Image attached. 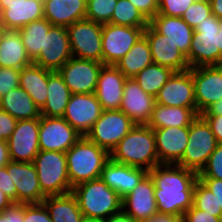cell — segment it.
Listing matches in <instances>:
<instances>
[{"mask_svg": "<svg viewBox=\"0 0 222 222\" xmlns=\"http://www.w3.org/2000/svg\"><path fill=\"white\" fill-rule=\"evenodd\" d=\"M212 193L218 201V209H222V180L215 178H198Z\"/></svg>", "mask_w": 222, "mask_h": 222, "instance_id": "816d5d0a", "label": "cell"}, {"mask_svg": "<svg viewBox=\"0 0 222 222\" xmlns=\"http://www.w3.org/2000/svg\"><path fill=\"white\" fill-rule=\"evenodd\" d=\"M193 206L213 216L222 217V209H218L216 196L199 179L193 191Z\"/></svg>", "mask_w": 222, "mask_h": 222, "instance_id": "74e56055", "label": "cell"}, {"mask_svg": "<svg viewBox=\"0 0 222 222\" xmlns=\"http://www.w3.org/2000/svg\"><path fill=\"white\" fill-rule=\"evenodd\" d=\"M182 222H222V217L213 216L193 205L184 213Z\"/></svg>", "mask_w": 222, "mask_h": 222, "instance_id": "f6af8a7d", "label": "cell"}, {"mask_svg": "<svg viewBox=\"0 0 222 222\" xmlns=\"http://www.w3.org/2000/svg\"><path fill=\"white\" fill-rule=\"evenodd\" d=\"M217 145L218 142L210 125L201 115H198L189 126V140L177 165L199 174Z\"/></svg>", "mask_w": 222, "mask_h": 222, "instance_id": "52a82bcc", "label": "cell"}, {"mask_svg": "<svg viewBox=\"0 0 222 222\" xmlns=\"http://www.w3.org/2000/svg\"><path fill=\"white\" fill-rule=\"evenodd\" d=\"M105 222H132V220L127 217L123 212L116 215H112L105 220Z\"/></svg>", "mask_w": 222, "mask_h": 222, "instance_id": "680465c9", "label": "cell"}, {"mask_svg": "<svg viewBox=\"0 0 222 222\" xmlns=\"http://www.w3.org/2000/svg\"><path fill=\"white\" fill-rule=\"evenodd\" d=\"M103 63L70 58L57 72L72 94L94 93Z\"/></svg>", "mask_w": 222, "mask_h": 222, "instance_id": "8fae6325", "label": "cell"}, {"mask_svg": "<svg viewBox=\"0 0 222 222\" xmlns=\"http://www.w3.org/2000/svg\"><path fill=\"white\" fill-rule=\"evenodd\" d=\"M155 97L145 93L134 78H126L120 109L135 124L147 125L153 115Z\"/></svg>", "mask_w": 222, "mask_h": 222, "instance_id": "ffe728a7", "label": "cell"}, {"mask_svg": "<svg viewBox=\"0 0 222 222\" xmlns=\"http://www.w3.org/2000/svg\"><path fill=\"white\" fill-rule=\"evenodd\" d=\"M142 222H182V216L157 212L148 220H144Z\"/></svg>", "mask_w": 222, "mask_h": 222, "instance_id": "f5cc1de1", "label": "cell"}, {"mask_svg": "<svg viewBox=\"0 0 222 222\" xmlns=\"http://www.w3.org/2000/svg\"><path fill=\"white\" fill-rule=\"evenodd\" d=\"M44 18L54 26L68 27L85 19L86 0H43Z\"/></svg>", "mask_w": 222, "mask_h": 222, "instance_id": "484cf974", "label": "cell"}, {"mask_svg": "<svg viewBox=\"0 0 222 222\" xmlns=\"http://www.w3.org/2000/svg\"><path fill=\"white\" fill-rule=\"evenodd\" d=\"M11 171V180L17 190V203H42L46 195L42 192L33 162H13L6 165Z\"/></svg>", "mask_w": 222, "mask_h": 222, "instance_id": "d6986e66", "label": "cell"}, {"mask_svg": "<svg viewBox=\"0 0 222 222\" xmlns=\"http://www.w3.org/2000/svg\"><path fill=\"white\" fill-rule=\"evenodd\" d=\"M219 34L221 35V65H222V19H221V22H220Z\"/></svg>", "mask_w": 222, "mask_h": 222, "instance_id": "be15d7a7", "label": "cell"}, {"mask_svg": "<svg viewBox=\"0 0 222 222\" xmlns=\"http://www.w3.org/2000/svg\"><path fill=\"white\" fill-rule=\"evenodd\" d=\"M65 155L72 187L100 178L104 165L110 159V153L106 149L99 147L86 136H81Z\"/></svg>", "mask_w": 222, "mask_h": 222, "instance_id": "3957f363", "label": "cell"}, {"mask_svg": "<svg viewBox=\"0 0 222 222\" xmlns=\"http://www.w3.org/2000/svg\"><path fill=\"white\" fill-rule=\"evenodd\" d=\"M135 125L121 110L102 111L86 137L111 153Z\"/></svg>", "mask_w": 222, "mask_h": 222, "instance_id": "ba28073f", "label": "cell"}, {"mask_svg": "<svg viewBox=\"0 0 222 222\" xmlns=\"http://www.w3.org/2000/svg\"><path fill=\"white\" fill-rule=\"evenodd\" d=\"M0 222H23V204L14 203L0 212Z\"/></svg>", "mask_w": 222, "mask_h": 222, "instance_id": "681fc988", "label": "cell"}, {"mask_svg": "<svg viewBox=\"0 0 222 222\" xmlns=\"http://www.w3.org/2000/svg\"><path fill=\"white\" fill-rule=\"evenodd\" d=\"M40 118L18 120L7 140L9 156L13 162H33L40 151L38 134Z\"/></svg>", "mask_w": 222, "mask_h": 222, "instance_id": "5bb4252c", "label": "cell"}, {"mask_svg": "<svg viewBox=\"0 0 222 222\" xmlns=\"http://www.w3.org/2000/svg\"><path fill=\"white\" fill-rule=\"evenodd\" d=\"M154 64L171 68L174 72L189 70L186 56L169 40L168 36L157 33L150 25L144 29Z\"/></svg>", "mask_w": 222, "mask_h": 222, "instance_id": "44dd1931", "label": "cell"}, {"mask_svg": "<svg viewBox=\"0 0 222 222\" xmlns=\"http://www.w3.org/2000/svg\"><path fill=\"white\" fill-rule=\"evenodd\" d=\"M196 0H158V13L170 17H182L186 9Z\"/></svg>", "mask_w": 222, "mask_h": 222, "instance_id": "b9f144b4", "label": "cell"}, {"mask_svg": "<svg viewBox=\"0 0 222 222\" xmlns=\"http://www.w3.org/2000/svg\"><path fill=\"white\" fill-rule=\"evenodd\" d=\"M211 127L218 144H222V115H201Z\"/></svg>", "mask_w": 222, "mask_h": 222, "instance_id": "f907efd6", "label": "cell"}, {"mask_svg": "<svg viewBox=\"0 0 222 222\" xmlns=\"http://www.w3.org/2000/svg\"><path fill=\"white\" fill-rule=\"evenodd\" d=\"M110 159L128 166L152 170L159 160L153 129L136 124L111 151Z\"/></svg>", "mask_w": 222, "mask_h": 222, "instance_id": "7a4b0ae2", "label": "cell"}, {"mask_svg": "<svg viewBox=\"0 0 222 222\" xmlns=\"http://www.w3.org/2000/svg\"><path fill=\"white\" fill-rule=\"evenodd\" d=\"M70 58L72 51L67 28L52 25L44 34V50L33 63L50 71H58Z\"/></svg>", "mask_w": 222, "mask_h": 222, "instance_id": "9a60e30c", "label": "cell"}, {"mask_svg": "<svg viewBox=\"0 0 222 222\" xmlns=\"http://www.w3.org/2000/svg\"><path fill=\"white\" fill-rule=\"evenodd\" d=\"M42 203L52 222H81L83 218L77 199L72 193L46 196Z\"/></svg>", "mask_w": 222, "mask_h": 222, "instance_id": "836d02e7", "label": "cell"}, {"mask_svg": "<svg viewBox=\"0 0 222 222\" xmlns=\"http://www.w3.org/2000/svg\"><path fill=\"white\" fill-rule=\"evenodd\" d=\"M149 25L159 34L168 36L177 48L187 57L191 46L194 29L181 17L156 14Z\"/></svg>", "mask_w": 222, "mask_h": 222, "instance_id": "d4e9b609", "label": "cell"}, {"mask_svg": "<svg viewBox=\"0 0 222 222\" xmlns=\"http://www.w3.org/2000/svg\"><path fill=\"white\" fill-rule=\"evenodd\" d=\"M23 222H52L43 203L23 204Z\"/></svg>", "mask_w": 222, "mask_h": 222, "instance_id": "ee69618b", "label": "cell"}, {"mask_svg": "<svg viewBox=\"0 0 222 222\" xmlns=\"http://www.w3.org/2000/svg\"><path fill=\"white\" fill-rule=\"evenodd\" d=\"M220 22L214 14L198 23L195 28L189 55L186 57L190 68L221 65Z\"/></svg>", "mask_w": 222, "mask_h": 222, "instance_id": "5b68a950", "label": "cell"}, {"mask_svg": "<svg viewBox=\"0 0 222 222\" xmlns=\"http://www.w3.org/2000/svg\"><path fill=\"white\" fill-rule=\"evenodd\" d=\"M32 63L26 53L19 32L6 30L0 40V67L21 70Z\"/></svg>", "mask_w": 222, "mask_h": 222, "instance_id": "f1b7e54d", "label": "cell"}, {"mask_svg": "<svg viewBox=\"0 0 222 222\" xmlns=\"http://www.w3.org/2000/svg\"><path fill=\"white\" fill-rule=\"evenodd\" d=\"M5 31L6 29L4 27V24L1 22V19H0V40Z\"/></svg>", "mask_w": 222, "mask_h": 222, "instance_id": "6125c7cd", "label": "cell"}, {"mask_svg": "<svg viewBox=\"0 0 222 222\" xmlns=\"http://www.w3.org/2000/svg\"><path fill=\"white\" fill-rule=\"evenodd\" d=\"M145 28L114 25L111 23L103 24L102 63L104 65H116L143 35Z\"/></svg>", "mask_w": 222, "mask_h": 222, "instance_id": "30bf717a", "label": "cell"}, {"mask_svg": "<svg viewBox=\"0 0 222 222\" xmlns=\"http://www.w3.org/2000/svg\"><path fill=\"white\" fill-rule=\"evenodd\" d=\"M200 115H222V99L212 104Z\"/></svg>", "mask_w": 222, "mask_h": 222, "instance_id": "11a10c76", "label": "cell"}, {"mask_svg": "<svg viewBox=\"0 0 222 222\" xmlns=\"http://www.w3.org/2000/svg\"><path fill=\"white\" fill-rule=\"evenodd\" d=\"M149 174L155 185L157 211L183 217L193 205L198 173L177 164H159Z\"/></svg>", "mask_w": 222, "mask_h": 222, "instance_id": "6da1fadb", "label": "cell"}, {"mask_svg": "<svg viewBox=\"0 0 222 222\" xmlns=\"http://www.w3.org/2000/svg\"><path fill=\"white\" fill-rule=\"evenodd\" d=\"M33 164L37 171L40 188L46 196L72 192L73 187L68 178L65 153L40 150Z\"/></svg>", "mask_w": 222, "mask_h": 222, "instance_id": "8992f818", "label": "cell"}, {"mask_svg": "<svg viewBox=\"0 0 222 222\" xmlns=\"http://www.w3.org/2000/svg\"><path fill=\"white\" fill-rule=\"evenodd\" d=\"M11 161L7 141L0 140V168Z\"/></svg>", "mask_w": 222, "mask_h": 222, "instance_id": "db71d44e", "label": "cell"}, {"mask_svg": "<svg viewBox=\"0 0 222 222\" xmlns=\"http://www.w3.org/2000/svg\"><path fill=\"white\" fill-rule=\"evenodd\" d=\"M81 136L63 117H40V150L65 153Z\"/></svg>", "mask_w": 222, "mask_h": 222, "instance_id": "7c38bea8", "label": "cell"}, {"mask_svg": "<svg viewBox=\"0 0 222 222\" xmlns=\"http://www.w3.org/2000/svg\"><path fill=\"white\" fill-rule=\"evenodd\" d=\"M195 102L198 114L222 99V65L192 68Z\"/></svg>", "mask_w": 222, "mask_h": 222, "instance_id": "4fadbf2b", "label": "cell"}, {"mask_svg": "<svg viewBox=\"0 0 222 222\" xmlns=\"http://www.w3.org/2000/svg\"><path fill=\"white\" fill-rule=\"evenodd\" d=\"M160 164H177L189 140V127L153 129Z\"/></svg>", "mask_w": 222, "mask_h": 222, "instance_id": "603a6c76", "label": "cell"}, {"mask_svg": "<svg viewBox=\"0 0 222 222\" xmlns=\"http://www.w3.org/2000/svg\"><path fill=\"white\" fill-rule=\"evenodd\" d=\"M198 115L197 109L170 107L155 103L153 115L147 125L152 129L189 127Z\"/></svg>", "mask_w": 222, "mask_h": 222, "instance_id": "83f0119b", "label": "cell"}, {"mask_svg": "<svg viewBox=\"0 0 222 222\" xmlns=\"http://www.w3.org/2000/svg\"><path fill=\"white\" fill-rule=\"evenodd\" d=\"M20 70L0 67V98L9 91L19 87Z\"/></svg>", "mask_w": 222, "mask_h": 222, "instance_id": "7bdbcfd3", "label": "cell"}, {"mask_svg": "<svg viewBox=\"0 0 222 222\" xmlns=\"http://www.w3.org/2000/svg\"><path fill=\"white\" fill-rule=\"evenodd\" d=\"M14 202L0 189V212L11 207Z\"/></svg>", "mask_w": 222, "mask_h": 222, "instance_id": "6f0895ef", "label": "cell"}, {"mask_svg": "<svg viewBox=\"0 0 222 222\" xmlns=\"http://www.w3.org/2000/svg\"><path fill=\"white\" fill-rule=\"evenodd\" d=\"M81 222H105L104 219L83 216Z\"/></svg>", "mask_w": 222, "mask_h": 222, "instance_id": "94428289", "label": "cell"}, {"mask_svg": "<svg viewBox=\"0 0 222 222\" xmlns=\"http://www.w3.org/2000/svg\"><path fill=\"white\" fill-rule=\"evenodd\" d=\"M198 178H215L222 180V144H218L212 152L207 164L198 174Z\"/></svg>", "mask_w": 222, "mask_h": 222, "instance_id": "60d3db41", "label": "cell"}, {"mask_svg": "<svg viewBox=\"0 0 222 222\" xmlns=\"http://www.w3.org/2000/svg\"><path fill=\"white\" fill-rule=\"evenodd\" d=\"M44 18L43 0H25L22 3L7 4L0 12L1 22L6 30L18 31L26 24Z\"/></svg>", "mask_w": 222, "mask_h": 222, "instance_id": "4316f807", "label": "cell"}, {"mask_svg": "<svg viewBox=\"0 0 222 222\" xmlns=\"http://www.w3.org/2000/svg\"><path fill=\"white\" fill-rule=\"evenodd\" d=\"M0 189L11 199L17 203V190L11 180V171H7L6 166L0 168Z\"/></svg>", "mask_w": 222, "mask_h": 222, "instance_id": "bcb514c9", "label": "cell"}, {"mask_svg": "<svg viewBox=\"0 0 222 222\" xmlns=\"http://www.w3.org/2000/svg\"><path fill=\"white\" fill-rule=\"evenodd\" d=\"M210 15H212L210 1L196 0L186 9L181 18L195 30L198 23H202Z\"/></svg>", "mask_w": 222, "mask_h": 222, "instance_id": "ab89813d", "label": "cell"}, {"mask_svg": "<svg viewBox=\"0 0 222 222\" xmlns=\"http://www.w3.org/2000/svg\"><path fill=\"white\" fill-rule=\"evenodd\" d=\"M109 23L130 27H147L149 21L129 0H118Z\"/></svg>", "mask_w": 222, "mask_h": 222, "instance_id": "8d00e7d4", "label": "cell"}, {"mask_svg": "<svg viewBox=\"0 0 222 222\" xmlns=\"http://www.w3.org/2000/svg\"><path fill=\"white\" fill-rule=\"evenodd\" d=\"M102 111L94 93L71 94L63 118L82 136H86Z\"/></svg>", "mask_w": 222, "mask_h": 222, "instance_id": "2e32d148", "label": "cell"}, {"mask_svg": "<svg viewBox=\"0 0 222 222\" xmlns=\"http://www.w3.org/2000/svg\"><path fill=\"white\" fill-rule=\"evenodd\" d=\"M71 92L57 71L48 70V97L40 110L44 117H63Z\"/></svg>", "mask_w": 222, "mask_h": 222, "instance_id": "f546056e", "label": "cell"}, {"mask_svg": "<svg viewBox=\"0 0 222 222\" xmlns=\"http://www.w3.org/2000/svg\"><path fill=\"white\" fill-rule=\"evenodd\" d=\"M52 24L45 18L26 24L18 30L26 53L33 62L44 50V34H47Z\"/></svg>", "mask_w": 222, "mask_h": 222, "instance_id": "e575fe53", "label": "cell"}, {"mask_svg": "<svg viewBox=\"0 0 222 222\" xmlns=\"http://www.w3.org/2000/svg\"><path fill=\"white\" fill-rule=\"evenodd\" d=\"M19 86L30 95L41 110L48 97V70L34 63L22 68Z\"/></svg>", "mask_w": 222, "mask_h": 222, "instance_id": "4dcf8cb0", "label": "cell"}, {"mask_svg": "<svg viewBox=\"0 0 222 222\" xmlns=\"http://www.w3.org/2000/svg\"><path fill=\"white\" fill-rule=\"evenodd\" d=\"M173 73L171 68L153 63L141 70L134 79L145 93L155 97Z\"/></svg>", "mask_w": 222, "mask_h": 222, "instance_id": "d590c367", "label": "cell"}, {"mask_svg": "<svg viewBox=\"0 0 222 222\" xmlns=\"http://www.w3.org/2000/svg\"><path fill=\"white\" fill-rule=\"evenodd\" d=\"M148 173L145 169L128 166L109 159L103 167L100 178L123 198L131 192Z\"/></svg>", "mask_w": 222, "mask_h": 222, "instance_id": "cb8c5ba5", "label": "cell"}, {"mask_svg": "<svg viewBox=\"0 0 222 222\" xmlns=\"http://www.w3.org/2000/svg\"><path fill=\"white\" fill-rule=\"evenodd\" d=\"M155 185L148 173L139 184L122 198V212L132 222L148 220L156 214Z\"/></svg>", "mask_w": 222, "mask_h": 222, "instance_id": "e0dca14e", "label": "cell"}, {"mask_svg": "<svg viewBox=\"0 0 222 222\" xmlns=\"http://www.w3.org/2000/svg\"><path fill=\"white\" fill-rule=\"evenodd\" d=\"M153 64L147 38L142 35L117 63L116 67L126 78H134L141 70Z\"/></svg>", "mask_w": 222, "mask_h": 222, "instance_id": "d6a6232c", "label": "cell"}, {"mask_svg": "<svg viewBox=\"0 0 222 222\" xmlns=\"http://www.w3.org/2000/svg\"><path fill=\"white\" fill-rule=\"evenodd\" d=\"M211 4L212 14L218 19H222V0H209Z\"/></svg>", "mask_w": 222, "mask_h": 222, "instance_id": "9f6ffc18", "label": "cell"}, {"mask_svg": "<svg viewBox=\"0 0 222 222\" xmlns=\"http://www.w3.org/2000/svg\"><path fill=\"white\" fill-rule=\"evenodd\" d=\"M118 0H86L85 18L99 24H107L111 20Z\"/></svg>", "mask_w": 222, "mask_h": 222, "instance_id": "f35d334b", "label": "cell"}, {"mask_svg": "<svg viewBox=\"0 0 222 222\" xmlns=\"http://www.w3.org/2000/svg\"><path fill=\"white\" fill-rule=\"evenodd\" d=\"M155 103L170 107L196 109L192 68L174 72L155 96Z\"/></svg>", "mask_w": 222, "mask_h": 222, "instance_id": "ac0fdd59", "label": "cell"}, {"mask_svg": "<svg viewBox=\"0 0 222 222\" xmlns=\"http://www.w3.org/2000/svg\"><path fill=\"white\" fill-rule=\"evenodd\" d=\"M83 216L106 220L122 212V198L101 178L77 184L71 192Z\"/></svg>", "mask_w": 222, "mask_h": 222, "instance_id": "277c9868", "label": "cell"}, {"mask_svg": "<svg viewBox=\"0 0 222 222\" xmlns=\"http://www.w3.org/2000/svg\"><path fill=\"white\" fill-rule=\"evenodd\" d=\"M0 108L18 120H31L41 117L40 109L30 95L20 86L0 98Z\"/></svg>", "mask_w": 222, "mask_h": 222, "instance_id": "1f68e13d", "label": "cell"}, {"mask_svg": "<svg viewBox=\"0 0 222 222\" xmlns=\"http://www.w3.org/2000/svg\"><path fill=\"white\" fill-rule=\"evenodd\" d=\"M72 57L102 63V24L82 19L67 27Z\"/></svg>", "mask_w": 222, "mask_h": 222, "instance_id": "9c48e42d", "label": "cell"}, {"mask_svg": "<svg viewBox=\"0 0 222 222\" xmlns=\"http://www.w3.org/2000/svg\"><path fill=\"white\" fill-rule=\"evenodd\" d=\"M17 120L0 108V140L7 141L13 133Z\"/></svg>", "mask_w": 222, "mask_h": 222, "instance_id": "7dc6e473", "label": "cell"}, {"mask_svg": "<svg viewBox=\"0 0 222 222\" xmlns=\"http://www.w3.org/2000/svg\"><path fill=\"white\" fill-rule=\"evenodd\" d=\"M25 0H0V12L6 9L7 4H17L22 3Z\"/></svg>", "mask_w": 222, "mask_h": 222, "instance_id": "91938a15", "label": "cell"}, {"mask_svg": "<svg viewBox=\"0 0 222 222\" xmlns=\"http://www.w3.org/2000/svg\"><path fill=\"white\" fill-rule=\"evenodd\" d=\"M150 21L158 13V0H129Z\"/></svg>", "mask_w": 222, "mask_h": 222, "instance_id": "c3c4849f", "label": "cell"}, {"mask_svg": "<svg viewBox=\"0 0 222 222\" xmlns=\"http://www.w3.org/2000/svg\"><path fill=\"white\" fill-rule=\"evenodd\" d=\"M125 81L126 77L115 65L101 68L94 94L103 111L120 109Z\"/></svg>", "mask_w": 222, "mask_h": 222, "instance_id": "7402d4cb", "label": "cell"}]
</instances>
